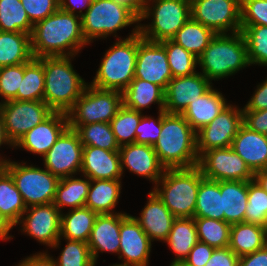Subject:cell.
<instances>
[{
  "label": "cell",
  "instance_id": "6da1fadb",
  "mask_svg": "<svg viewBox=\"0 0 267 266\" xmlns=\"http://www.w3.org/2000/svg\"><path fill=\"white\" fill-rule=\"evenodd\" d=\"M84 45H88V42L82 33L79 14L74 15L59 8L52 15L33 25L31 49L34 58L55 56L72 58Z\"/></svg>",
  "mask_w": 267,
  "mask_h": 266
},
{
  "label": "cell",
  "instance_id": "7a4b0ae2",
  "mask_svg": "<svg viewBox=\"0 0 267 266\" xmlns=\"http://www.w3.org/2000/svg\"><path fill=\"white\" fill-rule=\"evenodd\" d=\"M153 148L166 169L198 166L196 132L182 114L163 110L160 137Z\"/></svg>",
  "mask_w": 267,
  "mask_h": 266
},
{
  "label": "cell",
  "instance_id": "3957f363",
  "mask_svg": "<svg viewBox=\"0 0 267 266\" xmlns=\"http://www.w3.org/2000/svg\"><path fill=\"white\" fill-rule=\"evenodd\" d=\"M44 69V102L53 110L67 113L88 85L75 72L70 56L37 58Z\"/></svg>",
  "mask_w": 267,
  "mask_h": 266
},
{
  "label": "cell",
  "instance_id": "277c9868",
  "mask_svg": "<svg viewBox=\"0 0 267 266\" xmlns=\"http://www.w3.org/2000/svg\"><path fill=\"white\" fill-rule=\"evenodd\" d=\"M139 25L125 39H118L102 58L91 86L102 90L123 92L134 79Z\"/></svg>",
  "mask_w": 267,
  "mask_h": 266
},
{
  "label": "cell",
  "instance_id": "5b68a950",
  "mask_svg": "<svg viewBox=\"0 0 267 266\" xmlns=\"http://www.w3.org/2000/svg\"><path fill=\"white\" fill-rule=\"evenodd\" d=\"M202 74L211 82L250 66L245 39L241 32L216 34L198 57Z\"/></svg>",
  "mask_w": 267,
  "mask_h": 266
},
{
  "label": "cell",
  "instance_id": "8992f818",
  "mask_svg": "<svg viewBox=\"0 0 267 266\" xmlns=\"http://www.w3.org/2000/svg\"><path fill=\"white\" fill-rule=\"evenodd\" d=\"M203 179L198 166L165 169L153 191L176 218H194L197 193Z\"/></svg>",
  "mask_w": 267,
  "mask_h": 266
},
{
  "label": "cell",
  "instance_id": "52a82bcc",
  "mask_svg": "<svg viewBox=\"0 0 267 266\" xmlns=\"http://www.w3.org/2000/svg\"><path fill=\"white\" fill-rule=\"evenodd\" d=\"M151 1L153 6H150ZM149 17L153 18L151 24H139L142 38L153 42L172 39L191 18L190 0H146L145 10L139 22Z\"/></svg>",
  "mask_w": 267,
  "mask_h": 266
},
{
  "label": "cell",
  "instance_id": "ba28073f",
  "mask_svg": "<svg viewBox=\"0 0 267 266\" xmlns=\"http://www.w3.org/2000/svg\"><path fill=\"white\" fill-rule=\"evenodd\" d=\"M25 164L8 160L3 165L11 174L25 206L53 203L60 178L46 168L44 170Z\"/></svg>",
  "mask_w": 267,
  "mask_h": 266
},
{
  "label": "cell",
  "instance_id": "9c48e42d",
  "mask_svg": "<svg viewBox=\"0 0 267 266\" xmlns=\"http://www.w3.org/2000/svg\"><path fill=\"white\" fill-rule=\"evenodd\" d=\"M122 106V92L102 90L89 84L67 112L68 125L110 123Z\"/></svg>",
  "mask_w": 267,
  "mask_h": 266
},
{
  "label": "cell",
  "instance_id": "30bf717a",
  "mask_svg": "<svg viewBox=\"0 0 267 266\" xmlns=\"http://www.w3.org/2000/svg\"><path fill=\"white\" fill-rule=\"evenodd\" d=\"M139 19L126 7L113 0H94L81 17L82 33L86 41L106 38Z\"/></svg>",
  "mask_w": 267,
  "mask_h": 266
},
{
  "label": "cell",
  "instance_id": "8fae6325",
  "mask_svg": "<svg viewBox=\"0 0 267 266\" xmlns=\"http://www.w3.org/2000/svg\"><path fill=\"white\" fill-rule=\"evenodd\" d=\"M191 18L216 34L241 32V0H190Z\"/></svg>",
  "mask_w": 267,
  "mask_h": 266
},
{
  "label": "cell",
  "instance_id": "7c38bea8",
  "mask_svg": "<svg viewBox=\"0 0 267 266\" xmlns=\"http://www.w3.org/2000/svg\"><path fill=\"white\" fill-rule=\"evenodd\" d=\"M52 112L53 110L44 101L10 100L0 102V115L3 119L5 133L13 145Z\"/></svg>",
  "mask_w": 267,
  "mask_h": 266
},
{
  "label": "cell",
  "instance_id": "4fadbf2b",
  "mask_svg": "<svg viewBox=\"0 0 267 266\" xmlns=\"http://www.w3.org/2000/svg\"><path fill=\"white\" fill-rule=\"evenodd\" d=\"M203 177L212 181H252L254 173L230 147L214 148L199 157Z\"/></svg>",
  "mask_w": 267,
  "mask_h": 266
},
{
  "label": "cell",
  "instance_id": "5bb4252c",
  "mask_svg": "<svg viewBox=\"0 0 267 266\" xmlns=\"http://www.w3.org/2000/svg\"><path fill=\"white\" fill-rule=\"evenodd\" d=\"M82 156L79 134L68 126L43 157L44 167L59 178L73 176L81 171Z\"/></svg>",
  "mask_w": 267,
  "mask_h": 266
},
{
  "label": "cell",
  "instance_id": "9a60e30c",
  "mask_svg": "<svg viewBox=\"0 0 267 266\" xmlns=\"http://www.w3.org/2000/svg\"><path fill=\"white\" fill-rule=\"evenodd\" d=\"M229 103L218 116L196 133L197 153L232 145L234 137L243 124V111Z\"/></svg>",
  "mask_w": 267,
  "mask_h": 266
},
{
  "label": "cell",
  "instance_id": "2e32d148",
  "mask_svg": "<svg viewBox=\"0 0 267 266\" xmlns=\"http://www.w3.org/2000/svg\"><path fill=\"white\" fill-rule=\"evenodd\" d=\"M18 224L23 226L21 231L23 230L25 234L27 233L43 245L51 248L59 247L61 211L53 203L27 207Z\"/></svg>",
  "mask_w": 267,
  "mask_h": 266
},
{
  "label": "cell",
  "instance_id": "e0dca14e",
  "mask_svg": "<svg viewBox=\"0 0 267 266\" xmlns=\"http://www.w3.org/2000/svg\"><path fill=\"white\" fill-rule=\"evenodd\" d=\"M134 78L157 84L164 90L173 78L165 47L160 42L142 38L140 33Z\"/></svg>",
  "mask_w": 267,
  "mask_h": 266
},
{
  "label": "cell",
  "instance_id": "ac0fdd59",
  "mask_svg": "<svg viewBox=\"0 0 267 266\" xmlns=\"http://www.w3.org/2000/svg\"><path fill=\"white\" fill-rule=\"evenodd\" d=\"M119 234L118 258L124 261L121 264L148 266L152 241L134 219V216L120 212Z\"/></svg>",
  "mask_w": 267,
  "mask_h": 266
},
{
  "label": "cell",
  "instance_id": "d6986e66",
  "mask_svg": "<svg viewBox=\"0 0 267 266\" xmlns=\"http://www.w3.org/2000/svg\"><path fill=\"white\" fill-rule=\"evenodd\" d=\"M201 72L189 76L173 77L165 90L164 111L181 114L189 105L205 94L211 87Z\"/></svg>",
  "mask_w": 267,
  "mask_h": 266
},
{
  "label": "cell",
  "instance_id": "ffe728a7",
  "mask_svg": "<svg viewBox=\"0 0 267 266\" xmlns=\"http://www.w3.org/2000/svg\"><path fill=\"white\" fill-rule=\"evenodd\" d=\"M68 126L67 113L53 111L45 120L24 134L14 146L44 157Z\"/></svg>",
  "mask_w": 267,
  "mask_h": 266
},
{
  "label": "cell",
  "instance_id": "44dd1931",
  "mask_svg": "<svg viewBox=\"0 0 267 266\" xmlns=\"http://www.w3.org/2000/svg\"><path fill=\"white\" fill-rule=\"evenodd\" d=\"M122 174L127 168L134 174L143 176L155 184L160 180L165 167L151 145L131 143L119 149Z\"/></svg>",
  "mask_w": 267,
  "mask_h": 266
},
{
  "label": "cell",
  "instance_id": "7402d4cb",
  "mask_svg": "<svg viewBox=\"0 0 267 266\" xmlns=\"http://www.w3.org/2000/svg\"><path fill=\"white\" fill-rule=\"evenodd\" d=\"M81 172L90 180H115L122 176L119 151L83 146Z\"/></svg>",
  "mask_w": 267,
  "mask_h": 266
},
{
  "label": "cell",
  "instance_id": "603a6c76",
  "mask_svg": "<svg viewBox=\"0 0 267 266\" xmlns=\"http://www.w3.org/2000/svg\"><path fill=\"white\" fill-rule=\"evenodd\" d=\"M148 196L149 200L142 209L140 217H134V219L152 242L160 240L165 243L176 217L153 190Z\"/></svg>",
  "mask_w": 267,
  "mask_h": 266
},
{
  "label": "cell",
  "instance_id": "cb8c5ba5",
  "mask_svg": "<svg viewBox=\"0 0 267 266\" xmlns=\"http://www.w3.org/2000/svg\"><path fill=\"white\" fill-rule=\"evenodd\" d=\"M120 213L98 214L87 242L92 259L96 264L98 253L111 252L119 255Z\"/></svg>",
  "mask_w": 267,
  "mask_h": 266
},
{
  "label": "cell",
  "instance_id": "d4e9b609",
  "mask_svg": "<svg viewBox=\"0 0 267 266\" xmlns=\"http://www.w3.org/2000/svg\"><path fill=\"white\" fill-rule=\"evenodd\" d=\"M231 148L245 161L253 173L267 168V135L242 124Z\"/></svg>",
  "mask_w": 267,
  "mask_h": 266
},
{
  "label": "cell",
  "instance_id": "484cf974",
  "mask_svg": "<svg viewBox=\"0 0 267 266\" xmlns=\"http://www.w3.org/2000/svg\"><path fill=\"white\" fill-rule=\"evenodd\" d=\"M225 100L221 92L211 87L197 100L189 103L181 114L197 133L229 105Z\"/></svg>",
  "mask_w": 267,
  "mask_h": 266
},
{
  "label": "cell",
  "instance_id": "4316f807",
  "mask_svg": "<svg viewBox=\"0 0 267 266\" xmlns=\"http://www.w3.org/2000/svg\"><path fill=\"white\" fill-rule=\"evenodd\" d=\"M123 106L141 112L157 103L159 111L164 110L165 90L154 83L134 78L122 92Z\"/></svg>",
  "mask_w": 267,
  "mask_h": 266
},
{
  "label": "cell",
  "instance_id": "83f0119b",
  "mask_svg": "<svg viewBox=\"0 0 267 266\" xmlns=\"http://www.w3.org/2000/svg\"><path fill=\"white\" fill-rule=\"evenodd\" d=\"M267 244V227L252 223H237L230 227L229 248L242 257Z\"/></svg>",
  "mask_w": 267,
  "mask_h": 266
},
{
  "label": "cell",
  "instance_id": "f1b7e54d",
  "mask_svg": "<svg viewBox=\"0 0 267 266\" xmlns=\"http://www.w3.org/2000/svg\"><path fill=\"white\" fill-rule=\"evenodd\" d=\"M224 221L230 225L244 222L248 200V181H220Z\"/></svg>",
  "mask_w": 267,
  "mask_h": 266
},
{
  "label": "cell",
  "instance_id": "f546056e",
  "mask_svg": "<svg viewBox=\"0 0 267 266\" xmlns=\"http://www.w3.org/2000/svg\"><path fill=\"white\" fill-rule=\"evenodd\" d=\"M33 58L30 34L0 31V67L27 63Z\"/></svg>",
  "mask_w": 267,
  "mask_h": 266
},
{
  "label": "cell",
  "instance_id": "4dcf8cb0",
  "mask_svg": "<svg viewBox=\"0 0 267 266\" xmlns=\"http://www.w3.org/2000/svg\"><path fill=\"white\" fill-rule=\"evenodd\" d=\"M26 209L11 174L0 166V216L13 228Z\"/></svg>",
  "mask_w": 267,
  "mask_h": 266
},
{
  "label": "cell",
  "instance_id": "1f68e13d",
  "mask_svg": "<svg viewBox=\"0 0 267 266\" xmlns=\"http://www.w3.org/2000/svg\"><path fill=\"white\" fill-rule=\"evenodd\" d=\"M121 193V179L91 180L85 207L97 214H114Z\"/></svg>",
  "mask_w": 267,
  "mask_h": 266
},
{
  "label": "cell",
  "instance_id": "d6a6232c",
  "mask_svg": "<svg viewBox=\"0 0 267 266\" xmlns=\"http://www.w3.org/2000/svg\"><path fill=\"white\" fill-rule=\"evenodd\" d=\"M97 215L87 207L71 209L67 214L61 212L60 237L87 243Z\"/></svg>",
  "mask_w": 267,
  "mask_h": 266
},
{
  "label": "cell",
  "instance_id": "836d02e7",
  "mask_svg": "<svg viewBox=\"0 0 267 266\" xmlns=\"http://www.w3.org/2000/svg\"><path fill=\"white\" fill-rule=\"evenodd\" d=\"M198 241L194 218H176L165 241L177 256L172 262H183Z\"/></svg>",
  "mask_w": 267,
  "mask_h": 266
},
{
  "label": "cell",
  "instance_id": "e575fe53",
  "mask_svg": "<svg viewBox=\"0 0 267 266\" xmlns=\"http://www.w3.org/2000/svg\"><path fill=\"white\" fill-rule=\"evenodd\" d=\"M73 177L60 178L58 183L53 204L60 211L65 206H70L71 209L85 207L91 180L86 176L83 179Z\"/></svg>",
  "mask_w": 267,
  "mask_h": 266
},
{
  "label": "cell",
  "instance_id": "d590c367",
  "mask_svg": "<svg viewBox=\"0 0 267 266\" xmlns=\"http://www.w3.org/2000/svg\"><path fill=\"white\" fill-rule=\"evenodd\" d=\"M215 35L212 29L190 18L171 40L198 58Z\"/></svg>",
  "mask_w": 267,
  "mask_h": 266
},
{
  "label": "cell",
  "instance_id": "8d00e7d4",
  "mask_svg": "<svg viewBox=\"0 0 267 266\" xmlns=\"http://www.w3.org/2000/svg\"><path fill=\"white\" fill-rule=\"evenodd\" d=\"M194 217L224 221L220 181L203 179L200 182Z\"/></svg>",
  "mask_w": 267,
  "mask_h": 266
},
{
  "label": "cell",
  "instance_id": "74e56055",
  "mask_svg": "<svg viewBox=\"0 0 267 266\" xmlns=\"http://www.w3.org/2000/svg\"><path fill=\"white\" fill-rule=\"evenodd\" d=\"M45 77L43 64L33 58L24 63V76L17 96L13 100L19 101H44Z\"/></svg>",
  "mask_w": 267,
  "mask_h": 266
},
{
  "label": "cell",
  "instance_id": "f35d334b",
  "mask_svg": "<svg viewBox=\"0 0 267 266\" xmlns=\"http://www.w3.org/2000/svg\"><path fill=\"white\" fill-rule=\"evenodd\" d=\"M79 134L83 146H95L108 151H119L110 123L98 122L87 125H69Z\"/></svg>",
  "mask_w": 267,
  "mask_h": 266
},
{
  "label": "cell",
  "instance_id": "ab89813d",
  "mask_svg": "<svg viewBox=\"0 0 267 266\" xmlns=\"http://www.w3.org/2000/svg\"><path fill=\"white\" fill-rule=\"evenodd\" d=\"M33 25L20 0H0V31L31 35Z\"/></svg>",
  "mask_w": 267,
  "mask_h": 266
},
{
  "label": "cell",
  "instance_id": "60d3db41",
  "mask_svg": "<svg viewBox=\"0 0 267 266\" xmlns=\"http://www.w3.org/2000/svg\"><path fill=\"white\" fill-rule=\"evenodd\" d=\"M194 221L200 242L206 243L214 248L229 246L230 224L212 218L194 217Z\"/></svg>",
  "mask_w": 267,
  "mask_h": 266
},
{
  "label": "cell",
  "instance_id": "b9f144b4",
  "mask_svg": "<svg viewBox=\"0 0 267 266\" xmlns=\"http://www.w3.org/2000/svg\"><path fill=\"white\" fill-rule=\"evenodd\" d=\"M166 50L168 64L173 77L189 76L196 73L198 58L181 45L167 39L160 42Z\"/></svg>",
  "mask_w": 267,
  "mask_h": 266
},
{
  "label": "cell",
  "instance_id": "7bdbcfd3",
  "mask_svg": "<svg viewBox=\"0 0 267 266\" xmlns=\"http://www.w3.org/2000/svg\"><path fill=\"white\" fill-rule=\"evenodd\" d=\"M141 117L142 112L122 106L112 118L110 125L119 147L134 143Z\"/></svg>",
  "mask_w": 267,
  "mask_h": 266
},
{
  "label": "cell",
  "instance_id": "ee69618b",
  "mask_svg": "<svg viewBox=\"0 0 267 266\" xmlns=\"http://www.w3.org/2000/svg\"><path fill=\"white\" fill-rule=\"evenodd\" d=\"M250 65L267 66V26H241Z\"/></svg>",
  "mask_w": 267,
  "mask_h": 266
},
{
  "label": "cell",
  "instance_id": "f6af8a7d",
  "mask_svg": "<svg viewBox=\"0 0 267 266\" xmlns=\"http://www.w3.org/2000/svg\"><path fill=\"white\" fill-rule=\"evenodd\" d=\"M244 222L267 227V192L255 180L248 181Z\"/></svg>",
  "mask_w": 267,
  "mask_h": 266
},
{
  "label": "cell",
  "instance_id": "bcb514c9",
  "mask_svg": "<svg viewBox=\"0 0 267 266\" xmlns=\"http://www.w3.org/2000/svg\"><path fill=\"white\" fill-rule=\"evenodd\" d=\"M67 240V245L61 251L58 259L54 260L56 266H95L89 246L79 240Z\"/></svg>",
  "mask_w": 267,
  "mask_h": 266
},
{
  "label": "cell",
  "instance_id": "7dc6e473",
  "mask_svg": "<svg viewBox=\"0 0 267 266\" xmlns=\"http://www.w3.org/2000/svg\"><path fill=\"white\" fill-rule=\"evenodd\" d=\"M23 76L24 63L0 67V96L3 97V102L13 100L17 96Z\"/></svg>",
  "mask_w": 267,
  "mask_h": 266
},
{
  "label": "cell",
  "instance_id": "c3c4849f",
  "mask_svg": "<svg viewBox=\"0 0 267 266\" xmlns=\"http://www.w3.org/2000/svg\"><path fill=\"white\" fill-rule=\"evenodd\" d=\"M267 26V0H241V26Z\"/></svg>",
  "mask_w": 267,
  "mask_h": 266
},
{
  "label": "cell",
  "instance_id": "681fc988",
  "mask_svg": "<svg viewBox=\"0 0 267 266\" xmlns=\"http://www.w3.org/2000/svg\"><path fill=\"white\" fill-rule=\"evenodd\" d=\"M158 118L155 120L152 117L143 116L141 117L140 123L136 128V138L134 143L146 144L154 146L160 137L162 129V117L163 110L158 112Z\"/></svg>",
  "mask_w": 267,
  "mask_h": 266
},
{
  "label": "cell",
  "instance_id": "f907efd6",
  "mask_svg": "<svg viewBox=\"0 0 267 266\" xmlns=\"http://www.w3.org/2000/svg\"><path fill=\"white\" fill-rule=\"evenodd\" d=\"M29 20L35 24L59 9V0H20Z\"/></svg>",
  "mask_w": 267,
  "mask_h": 266
},
{
  "label": "cell",
  "instance_id": "816d5d0a",
  "mask_svg": "<svg viewBox=\"0 0 267 266\" xmlns=\"http://www.w3.org/2000/svg\"><path fill=\"white\" fill-rule=\"evenodd\" d=\"M214 249V247L198 241L183 260V263L186 266H205L211 258Z\"/></svg>",
  "mask_w": 267,
  "mask_h": 266
},
{
  "label": "cell",
  "instance_id": "f5cc1de1",
  "mask_svg": "<svg viewBox=\"0 0 267 266\" xmlns=\"http://www.w3.org/2000/svg\"><path fill=\"white\" fill-rule=\"evenodd\" d=\"M243 111V124L250 130L267 135V109Z\"/></svg>",
  "mask_w": 267,
  "mask_h": 266
},
{
  "label": "cell",
  "instance_id": "db71d44e",
  "mask_svg": "<svg viewBox=\"0 0 267 266\" xmlns=\"http://www.w3.org/2000/svg\"><path fill=\"white\" fill-rule=\"evenodd\" d=\"M239 257L229 248H215L205 266H238Z\"/></svg>",
  "mask_w": 267,
  "mask_h": 266
},
{
  "label": "cell",
  "instance_id": "11a10c76",
  "mask_svg": "<svg viewBox=\"0 0 267 266\" xmlns=\"http://www.w3.org/2000/svg\"><path fill=\"white\" fill-rule=\"evenodd\" d=\"M267 109V79L257 85L254 95L248 101V103L242 108V110L259 111Z\"/></svg>",
  "mask_w": 267,
  "mask_h": 266
},
{
  "label": "cell",
  "instance_id": "9f6ffc18",
  "mask_svg": "<svg viewBox=\"0 0 267 266\" xmlns=\"http://www.w3.org/2000/svg\"><path fill=\"white\" fill-rule=\"evenodd\" d=\"M238 266H267V244L260 250L239 257Z\"/></svg>",
  "mask_w": 267,
  "mask_h": 266
},
{
  "label": "cell",
  "instance_id": "6f0895ef",
  "mask_svg": "<svg viewBox=\"0 0 267 266\" xmlns=\"http://www.w3.org/2000/svg\"><path fill=\"white\" fill-rule=\"evenodd\" d=\"M93 1L94 0H59V8L74 15L79 13V16L82 17V15L86 13L87 9L91 6ZM77 8L81 9L76 12ZM82 8H86L84 13L82 12Z\"/></svg>",
  "mask_w": 267,
  "mask_h": 266
},
{
  "label": "cell",
  "instance_id": "680465c9",
  "mask_svg": "<svg viewBox=\"0 0 267 266\" xmlns=\"http://www.w3.org/2000/svg\"><path fill=\"white\" fill-rule=\"evenodd\" d=\"M21 266H56V263L53 257L49 256L47 252L45 253H37L19 263Z\"/></svg>",
  "mask_w": 267,
  "mask_h": 266
},
{
  "label": "cell",
  "instance_id": "91938a15",
  "mask_svg": "<svg viewBox=\"0 0 267 266\" xmlns=\"http://www.w3.org/2000/svg\"><path fill=\"white\" fill-rule=\"evenodd\" d=\"M117 4L123 5L130 10L139 20L142 17L146 1L145 0H113Z\"/></svg>",
  "mask_w": 267,
  "mask_h": 266
},
{
  "label": "cell",
  "instance_id": "94428289",
  "mask_svg": "<svg viewBox=\"0 0 267 266\" xmlns=\"http://www.w3.org/2000/svg\"><path fill=\"white\" fill-rule=\"evenodd\" d=\"M8 144V145H10L11 147H13L14 148V145L11 143V141L7 138V135H6V133H5V128H4V124H3V119H2V117H1V115H0V146H2V144ZM8 161V159L7 160H5V159H2L1 157H0V166H3L6 162Z\"/></svg>",
  "mask_w": 267,
  "mask_h": 266
},
{
  "label": "cell",
  "instance_id": "6125c7cd",
  "mask_svg": "<svg viewBox=\"0 0 267 266\" xmlns=\"http://www.w3.org/2000/svg\"><path fill=\"white\" fill-rule=\"evenodd\" d=\"M254 180L267 192V168L254 173Z\"/></svg>",
  "mask_w": 267,
  "mask_h": 266
},
{
  "label": "cell",
  "instance_id": "be15d7a7",
  "mask_svg": "<svg viewBox=\"0 0 267 266\" xmlns=\"http://www.w3.org/2000/svg\"><path fill=\"white\" fill-rule=\"evenodd\" d=\"M12 227L0 216V234L3 236L5 240H9L12 236L9 235V231Z\"/></svg>",
  "mask_w": 267,
  "mask_h": 266
},
{
  "label": "cell",
  "instance_id": "e7e4bbea",
  "mask_svg": "<svg viewBox=\"0 0 267 266\" xmlns=\"http://www.w3.org/2000/svg\"><path fill=\"white\" fill-rule=\"evenodd\" d=\"M170 266H186L183 262H172Z\"/></svg>",
  "mask_w": 267,
  "mask_h": 266
},
{
  "label": "cell",
  "instance_id": "03108f58",
  "mask_svg": "<svg viewBox=\"0 0 267 266\" xmlns=\"http://www.w3.org/2000/svg\"><path fill=\"white\" fill-rule=\"evenodd\" d=\"M112 266H139V265H130V264H113Z\"/></svg>",
  "mask_w": 267,
  "mask_h": 266
},
{
  "label": "cell",
  "instance_id": "003e7915",
  "mask_svg": "<svg viewBox=\"0 0 267 266\" xmlns=\"http://www.w3.org/2000/svg\"><path fill=\"white\" fill-rule=\"evenodd\" d=\"M0 239H1V240H5L1 234H0Z\"/></svg>",
  "mask_w": 267,
  "mask_h": 266
}]
</instances>
